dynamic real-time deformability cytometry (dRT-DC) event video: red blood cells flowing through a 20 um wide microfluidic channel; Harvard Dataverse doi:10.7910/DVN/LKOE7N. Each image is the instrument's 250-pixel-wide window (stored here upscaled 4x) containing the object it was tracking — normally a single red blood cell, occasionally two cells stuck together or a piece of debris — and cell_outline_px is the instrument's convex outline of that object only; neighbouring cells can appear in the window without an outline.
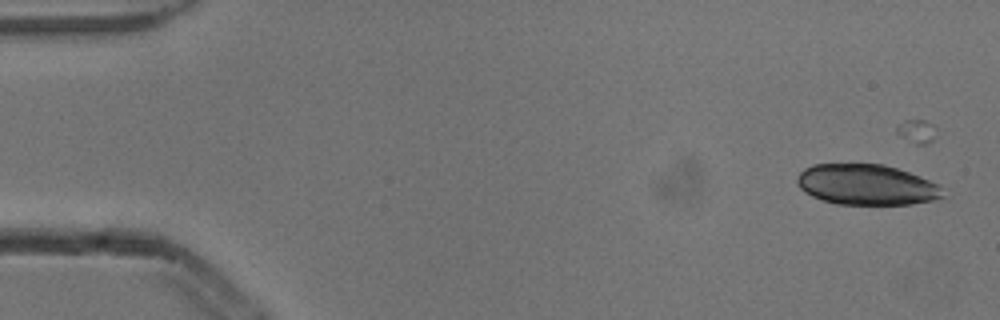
{"species": "common noctule bat (a hibernating species)", "species_latin": "Nyctalus noctula", "temperature_condition": "cold", "stored_images_in_passage": 6, "camera_frame_rate_fps": 3000, "um_per_image_px": 0.085, "animal": {"sex": "male", "body_mass_g": 13.3}, "frame": {"image": 1, "passage_image": 1, "time_ms": 0.0, "image_size_px": [1000, 320], "cell_outline_px": [[944, 196], [932, 200], [912, 204], [836, 204], [812, 196], [804, 192], [800, 188], [796, 180], [800, 172], [804, 168], [812, 164], [884, 164], [920, 176], [940, 184], [944, 188]], "centroid_in_image_um": [73.67, 15.69], "position_along_channel_um": 11.3, "area_um2": 34.56}}